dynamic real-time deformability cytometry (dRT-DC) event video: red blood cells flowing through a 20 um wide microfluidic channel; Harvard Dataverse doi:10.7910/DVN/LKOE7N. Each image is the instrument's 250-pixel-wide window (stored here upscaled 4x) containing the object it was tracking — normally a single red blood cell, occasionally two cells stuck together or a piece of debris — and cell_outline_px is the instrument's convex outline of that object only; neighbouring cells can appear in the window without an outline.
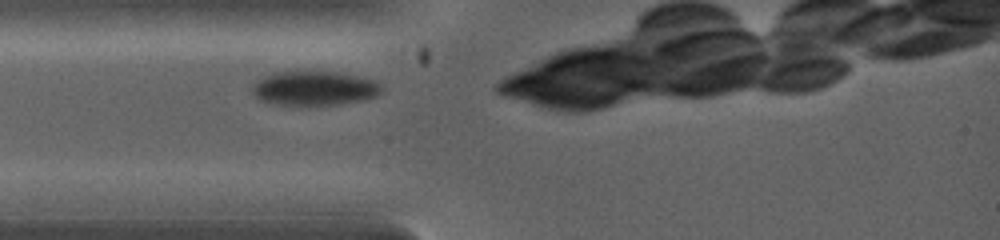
{"species": "common noctule bat (a hibernating species)", "species_latin": "Nyctalus noctula", "temperature_condition": "warm", "stored_images_in_passage": 1, "camera_frame_rate_fps": 5000, "um_per_image_px": 0.085, "animal": {"sex": "female", "body_mass_g": 19.0, "forearm_length_mm": 53.3}, "frame": {"image": 1, "passage_image": 1, "time_ms": 0.0, "image_size_px": [1000, 240], "cell_outline_px": [[384, 88], [376, 96], [364, 100], [336, 104], [280, 104], [260, 100], [252, 92], [252, 88], [264, 76], [272, 72], [300, 68], [340, 72], [372, 80], [380, 84]], "centroid_in_image_um": [26.72, 7.44], "position_along_channel_um": 58.3, "area_um2": 26.24}}